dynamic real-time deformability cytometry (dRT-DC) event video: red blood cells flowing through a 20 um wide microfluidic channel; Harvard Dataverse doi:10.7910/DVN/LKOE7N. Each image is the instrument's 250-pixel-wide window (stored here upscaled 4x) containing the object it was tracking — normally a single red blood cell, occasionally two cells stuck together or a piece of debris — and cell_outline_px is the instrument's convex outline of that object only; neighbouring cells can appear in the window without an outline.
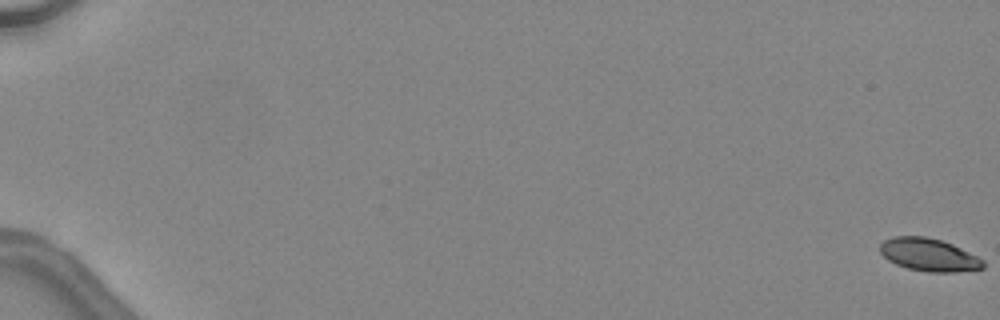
{"species": "common noctule bat (a hibernating species)", "species_latin": "Nyctalus noctula", "temperature_condition": "warm", "stored_images_in_passage": 49, "camera_frame_rate_fps": 3000, "um_per_image_px": 0.085, "animal": {"sex": "female", "body_mass_g": 24.6, "forearm_length_mm": 56.2}, "frame": {"image": 1, "passage_image": 1, "time_ms": 0.0, "image_size_px": [1000, 320], "cell_outline_px": [[984, 268], [956, 272], [928, 272], [908, 268], [896, 264], [888, 260], [880, 252], [880, 244], [884, 240], [892, 236], [924, 236], [940, 240], [952, 244], [984, 260]], "centroid_in_image_um": [78.94, 21.65], "position_along_channel_um": 6.1, "area_um2": 19.59}}
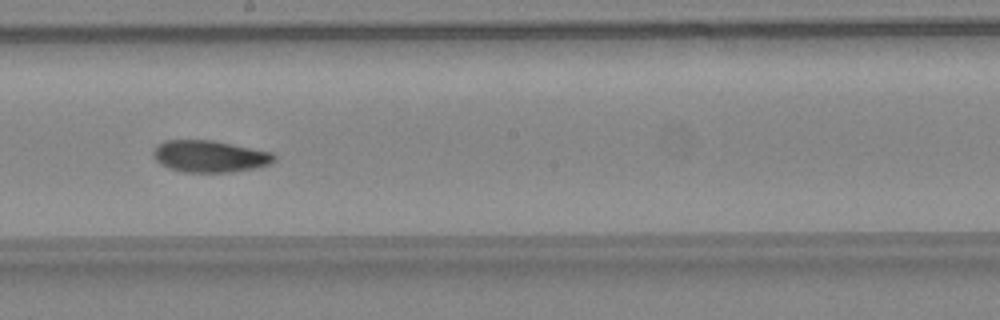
{"frame": {"image": 2, "passage_image": 31, "time_ms": 10.0, "image_size_px": [1000, 320], "cell_outline_px": [[276, 160], [272, 164], [256, 168], [232, 172], [184, 172], [168, 168], [160, 164], [152, 156], [152, 152], [156, 144], [164, 140], [212, 140], [272, 152], [276, 156]], "centroid_in_image_um": [17.82, 13.29], "position_along_channel_um": 230.4, "area_um2": 22.72}}
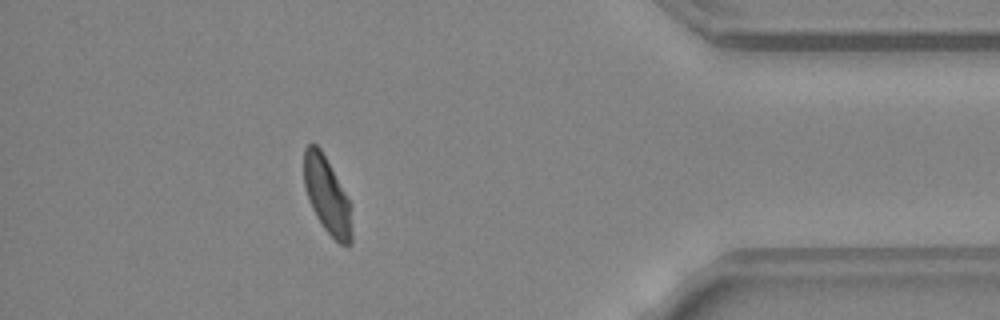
{"frame": {"image": 3, "passage_image": 45, "time_ms": 14.667, "image_size_px": [1000, 320], "cell_outline_px": [[352, 244], [348, 248], [340, 244], [324, 228], [316, 216], [312, 208], [304, 184], [304, 148], [308, 144], [316, 144], [320, 148], [352, 204]], "centroid_in_image_um": [27.84, 16.66], "position_along_channel_um": 407.4, "area_um2": 21.44}, "authors_computed_cell_mechanics": {"area_um2": 21.675, "velocity_mm_per_s": 4.5154, "shape_relaxation_time_tau1_ms": 4.4052, "shape_relaxation_time_tau2_ms": 3.3939, "deformation_change_tau1": 0.1374, "deformation_change_tau2": 0.0876}}